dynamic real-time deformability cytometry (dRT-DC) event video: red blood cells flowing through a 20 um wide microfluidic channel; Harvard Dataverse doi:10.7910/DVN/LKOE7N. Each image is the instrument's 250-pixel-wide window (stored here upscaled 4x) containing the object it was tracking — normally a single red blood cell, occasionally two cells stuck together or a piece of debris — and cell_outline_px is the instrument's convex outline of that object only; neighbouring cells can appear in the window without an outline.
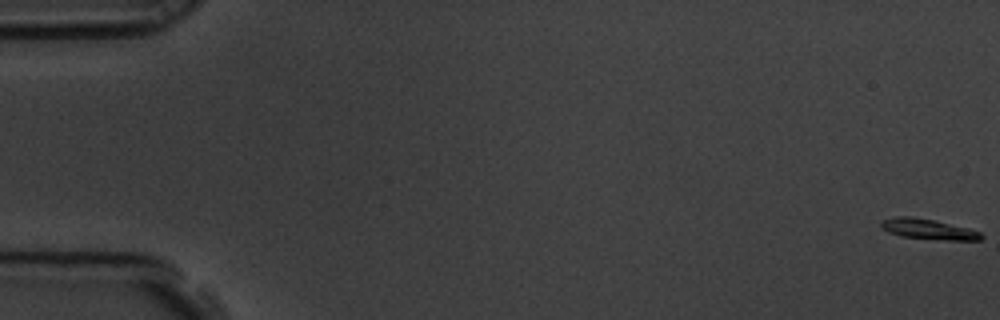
{"species": "common noctule bat (a hibernating species)", "species_latin": "Nyctalus noctula", "temperature_condition": "room temperature", "stored_images_in_passage": 7, "camera_frame_rate_fps": 3000, "um_per_image_px": 0.085, "animal": {"sex": "male", "body_mass_g": 19.5, "forearm_length_mm": 54.6}, "frame": {"image": 1, "passage_image": 1, "time_ms": 0.0, "image_size_px": [1000, 320], "cell_outline_px": [[984, 236], [980, 240], [944, 240], [900, 236], [888, 232], [880, 228], [880, 220], [896, 216], [912, 216], [932, 220], [968, 228], [980, 232]], "centroid_in_image_um": [78.85, 19.47], "position_along_channel_um": 6.2, "area_um2": 11.91}}